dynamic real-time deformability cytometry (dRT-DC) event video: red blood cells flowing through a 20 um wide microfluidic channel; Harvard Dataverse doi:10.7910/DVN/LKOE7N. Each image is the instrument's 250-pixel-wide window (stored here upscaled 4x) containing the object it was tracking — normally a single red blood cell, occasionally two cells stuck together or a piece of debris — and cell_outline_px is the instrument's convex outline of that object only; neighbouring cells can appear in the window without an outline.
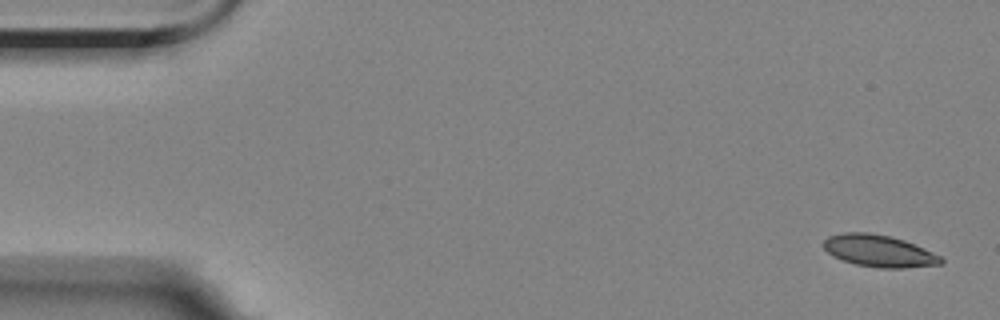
{"species": "Egyptian fruit bat (a non-hibernating species)", "species_latin": "Rousettus aegyptiacus", "temperature_condition": "room temperature", "stored_images_in_passage": 5, "camera_frame_rate_fps": 3000, "um_per_image_px": 0.085, "animal": {"sex": "female"}, "frame": {"image": 1, "passage_image": 1, "time_ms": 0.0, "image_size_px": [1000, 320], "cell_outline_px": [[944, 264], [904, 268], [880, 268], [856, 264], [832, 256], [824, 248], [824, 240], [828, 236], [844, 232], [868, 232], [892, 236], [904, 240], [924, 248], [940, 256], [944, 260]], "centroid_in_image_um": [74.73, 21.32], "position_along_channel_um": 10.3, "area_um2": 21.91}}
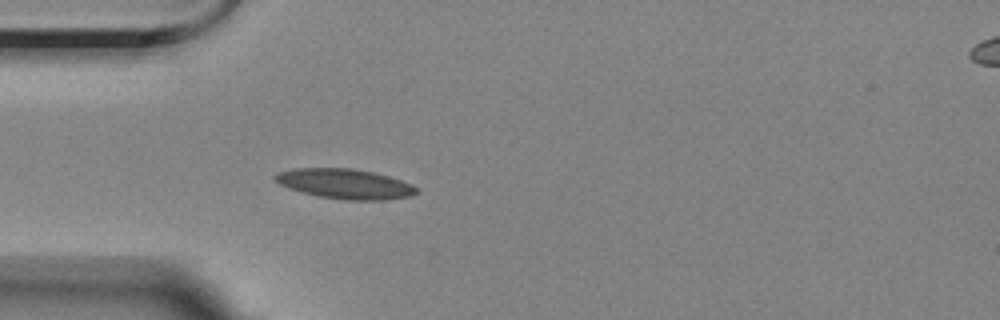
{"frame": {"image": 2, "passage_image": 5, "time_ms": 4.667, "image_size_px": [1000, 320], "cell_outline_px": [[420, 192], [412, 196], [384, 200], [344, 200], [320, 196], [300, 192], [288, 188], [272, 180], [272, 176], [276, 172], [296, 168], [352, 168], [372, 172], [388, 176], [400, 180], [416, 188]], "centroid_in_image_um": [29.26, 15.63], "position_along_channel_um": 55.7, "area_um2": 24.74}}